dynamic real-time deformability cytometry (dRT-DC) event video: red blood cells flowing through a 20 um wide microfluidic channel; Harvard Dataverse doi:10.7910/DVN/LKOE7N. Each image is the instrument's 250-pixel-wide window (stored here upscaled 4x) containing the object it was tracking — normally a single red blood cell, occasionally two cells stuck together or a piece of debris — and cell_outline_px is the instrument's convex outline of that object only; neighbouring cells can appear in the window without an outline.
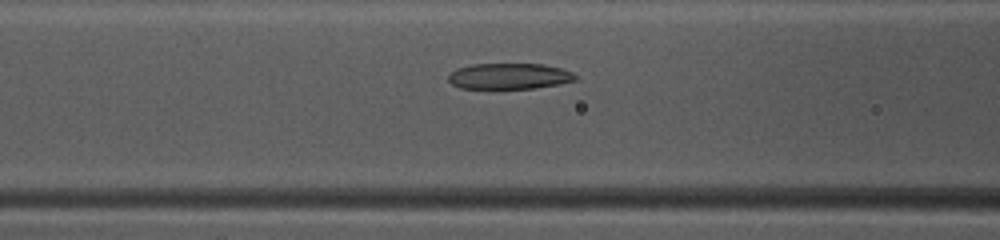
{"species": "common noctule bat (a hibernating species)", "species_latin": "Nyctalus noctula", "temperature_condition": "warm", "stored_images_in_passage": 44, "camera_frame_rate_fps": 3000, "um_per_image_px": 0.085, "animal": {"sex": "female", "body_mass_g": 10.0, "forearm_length_mm": 53.1}, "frame": {"image": 1, "passage_image": 20, "time_ms": 6.333, "image_size_px": [1000, 240], "cell_outline_px": [[576, 80], [560, 84], [536, 88], [460, 88], [452, 84], [448, 80], [448, 76], [456, 68], [472, 64], [544, 64], [560, 68], [572, 72], [576, 76]], "centroid_in_image_um": [43.29, 6.47], "position_along_channel_um": 123.3, "area_um2": 19.13}}
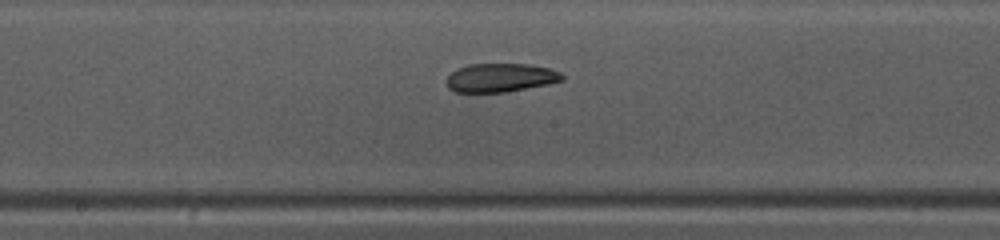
{"frame": {"image": 2, "passage_image": 26, "time_ms": 8.333, "image_size_px": [1000, 240], "cell_outline_px": [[564, 80], [548, 84], [504, 92], [456, 92], [448, 88], [448, 76], [456, 68], [468, 64], [528, 64], [548, 68], [560, 72], [564, 76]], "centroid_in_image_um": [42.54, 6.6], "position_along_channel_um": 205.7, "area_um2": 19.19}}
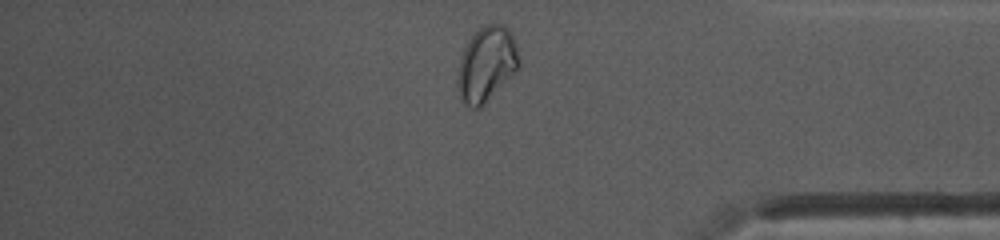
{"frame": {"image": 3, "passage_image": 41, "time_ms": 13.333, "image_size_px": [1000, 240], "cell_outline_px": [[520, 64], [480, 108], [472, 108], [464, 104], [456, 88], [460, 56], [468, 40], [484, 24], [504, 24], [512, 32], [516, 44], [520, 60]], "centroid_in_image_um": [41.33, 5.42], "position_along_channel_um": 393.9, "area_um2": 26.53}, "authors_computed_cell_mechanics": {"area_um2": 21.1548, "velocity_mm_per_s": 4.1097, "shape_relaxation_time_tau1_ms": null, "shape_relaxation_time_tau2_ms": 2.6361, "deformation_change_tau1": null, "deformation_change_tau2": 0.0954}}